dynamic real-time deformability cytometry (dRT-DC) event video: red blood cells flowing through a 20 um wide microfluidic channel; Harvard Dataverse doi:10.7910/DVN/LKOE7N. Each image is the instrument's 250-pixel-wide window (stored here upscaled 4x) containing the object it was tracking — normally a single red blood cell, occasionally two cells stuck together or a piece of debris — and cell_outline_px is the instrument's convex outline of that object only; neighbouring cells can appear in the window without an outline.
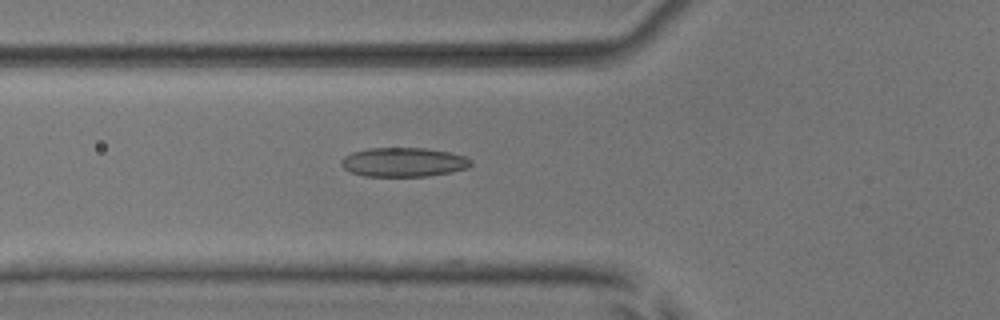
{"species": "common noctule bat (a hibernating species)", "species_latin": "Nyctalus noctula", "temperature_condition": "room temperature", "stored_images_in_passage": 35, "camera_frame_rate_fps": 3000, "um_per_image_px": 0.085, "animal": {"sex": "male", "body_mass_g": 17.9, "forearm_length_mm": 54.2}, "frame": {"image": 1, "passage_image": 2, "time_ms": 0.333, "image_size_px": [1000, 320], "cell_outline_px": [[472, 164], [468, 168], [452, 172], [428, 176], [364, 176], [352, 172], [344, 168], [340, 164], [340, 160], [344, 156], [352, 152], [368, 148], [424, 148], [448, 152], [464, 156], [472, 160]], "centroid_in_image_um": [34.3, 13.78], "position_along_channel_um": 91.5, "area_um2": 22.08}}
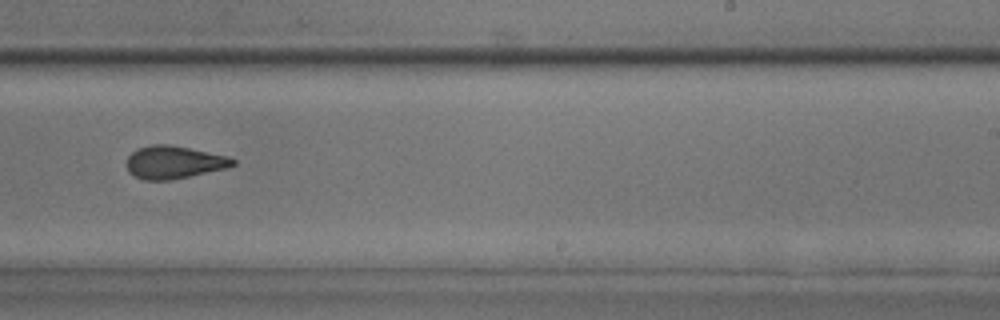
{"frame": {"image": 2, "passage_image": 16, "time_ms": 5.0, "image_size_px": [1000, 320], "cell_outline_px": [[236, 164], [228, 168], [168, 180], [144, 180], [128, 172], [128, 156], [136, 148], [152, 144], [168, 144], [228, 156], [236, 160]], "centroid_in_image_um": [14.79, 13.78], "position_along_channel_um": 274.2, "area_um2": 20.11}}
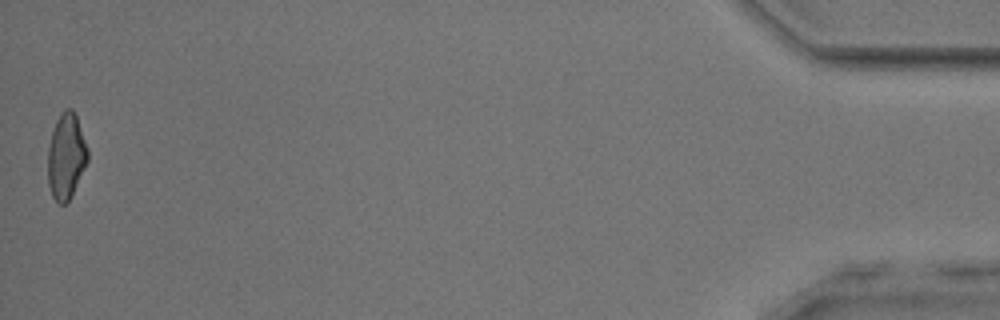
{"frame": {"image": 3, "passage_image": 35, "time_ms": 11.333, "image_size_px": [1000, 320], "cell_outline_px": [[88, 160], [68, 200], [64, 204], [60, 204], [52, 196], [48, 184], [48, 148], [52, 132], [56, 120], [60, 112], [64, 108], [72, 108], [76, 116], [88, 148]], "centroid_in_image_um": [5.61, 13.23], "position_along_channel_um": 429.6, "area_um2": 19.65}}